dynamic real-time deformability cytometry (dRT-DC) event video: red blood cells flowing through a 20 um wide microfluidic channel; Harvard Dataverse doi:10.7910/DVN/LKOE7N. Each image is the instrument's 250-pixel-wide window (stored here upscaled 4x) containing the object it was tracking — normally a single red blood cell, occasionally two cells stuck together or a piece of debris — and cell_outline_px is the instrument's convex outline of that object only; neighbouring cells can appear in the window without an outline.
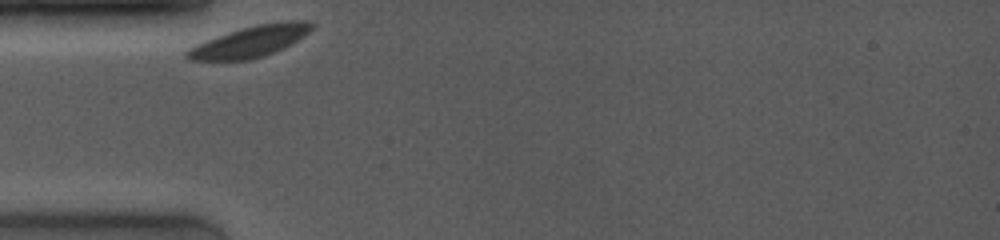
{"species": "common noctule bat (a hibernating species)", "species_latin": "Nyctalus noctula", "temperature_condition": "room temperature", "stored_images_in_passage": 23, "camera_frame_rate_fps": 4000, "um_per_image_px": 0.085, "animal": {"sex": "female", "body_mass_g": 19.0, "forearm_length_mm": 53.3}, "frame": {"image": 1, "passage_image": 1, "time_ms": 0.0, "image_size_px": [1000, 240], "cell_outline_px": [[312, 28], [304, 36], [264, 56], [248, 60], [188, 60], [184, 56], [184, 52], [196, 44], [216, 36], [240, 28], [256, 24], [280, 20], [308, 20], [312, 24]], "centroid_in_image_um": [21.23, 3.51], "position_along_channel_um": 63.8, "area_um2": 22.54}}
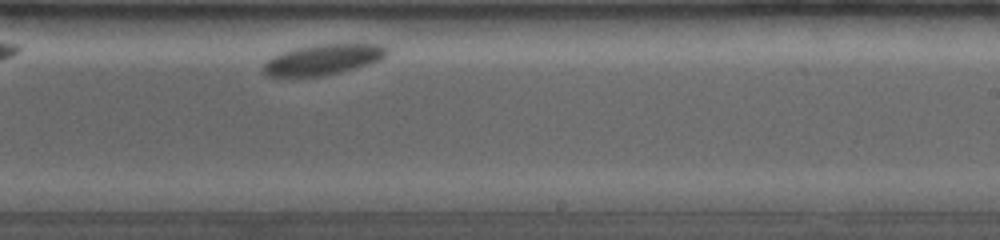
{"frame": {"image": 2, "passage_image": 17, "time_ms": 5.75, "image_size_px": [1000, 240], "cell_outline_px": [[388, 52], [380, 60], [368, 64], [324, 76], [268, 76], [264, 72], [264, 64], [272, 56], [280, 52], [312, 44], [380, 44], [388, 48]], "centroid_in_image_um": [27.45, 5.05], "position_along_channel_um": 261.5, "area_um2": 21.79}}
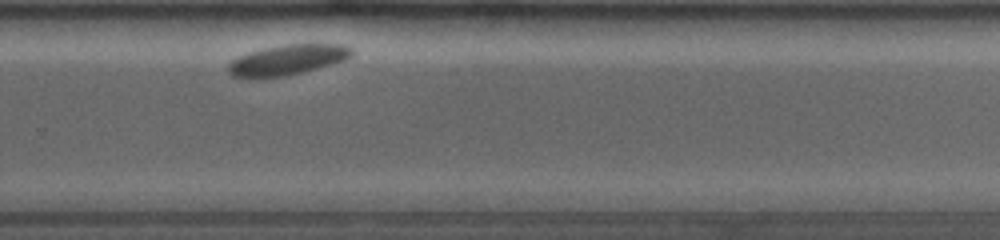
{"frame": {"image": 3, "passage_image": 20, "time_ms": 7.0, "image_size_px": [1000, 240], "cell_outline_px": [[356, 52], [352, 56], [344, 60], [332, 64], [304, 72], [284, 76], [232, 76], [228, 72], [228, 64], [232, 60], [248, 52], [264, 48], [284, 44], [348, 44], [356, 48]], "centroid_in_image_um": [24.56, 5.05], "position_along_channel_um": 305.2, "area_um2": 21.73}}